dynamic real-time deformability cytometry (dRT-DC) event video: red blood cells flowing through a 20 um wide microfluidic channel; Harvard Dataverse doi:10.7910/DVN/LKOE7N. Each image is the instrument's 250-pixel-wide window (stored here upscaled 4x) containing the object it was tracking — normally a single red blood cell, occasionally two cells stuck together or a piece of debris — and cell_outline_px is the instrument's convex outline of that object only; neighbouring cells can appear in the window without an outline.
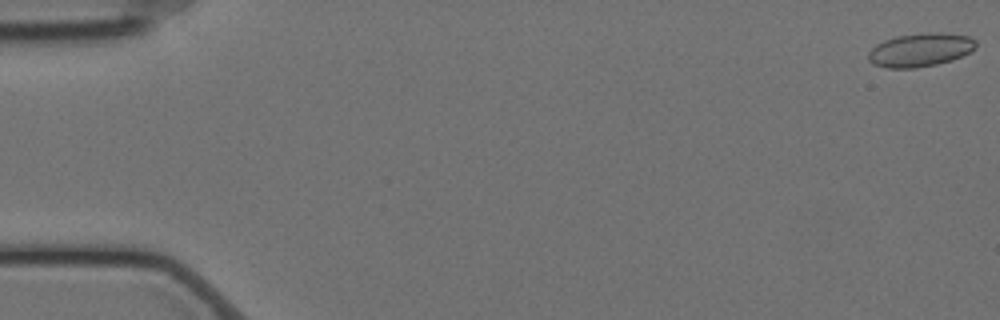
{"species": "Egyptian fruit bat (a non-hibernating species)", "species_latin": "Rousettus aegyptiacus", "temperature_condition": "cold", "stored_images_in_passage": 58, "camera_frame_rate_fps": 3000, "um_per_image_px": 0.085, "animal": {"sex": "female"}, "frame": {"image": 1, "passage_image": 1, "time_ms": 0.0, "image_size_px": [1000, 320], "cell_outline_px": [[976, 48], [952, 60], [936, 64], [916, 68], [888, 68], [872, 64], [868, 60], [868, 52], [876, 44], [884, 40], [896, 36], [928, 32], [940, 32], [968, 36], [976, 40]], "centroid_in_image_um": [78.2, 4.24], "position_along_channel_um": 6.8, "area_um2": 21.04}}
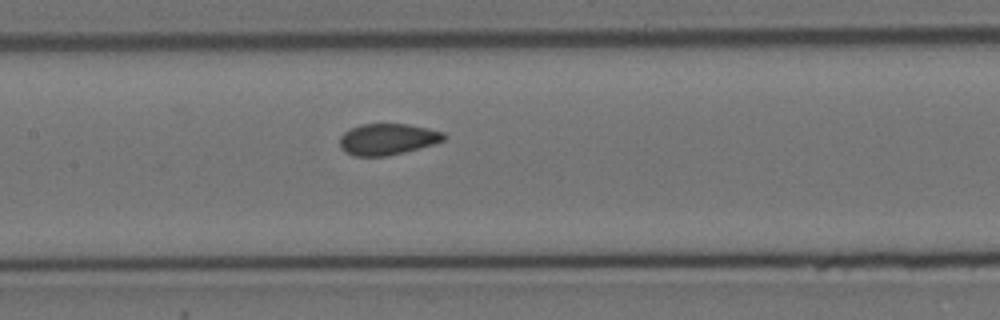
{"frame": {"image": 2, "passage_image": 28, "time_ms": 9.0, "image_size_px": [1000, 320], "cell_outline_px": [[444, 140], [432, 144], [404, 152], [384, 156], [356, 156], [344, 152], [340, 148], [340, 136], [344, 132], [360, 124], [408, 124], [428, 128], [444, 132]], "centroid_in_image_um": [32.9, 11.83], "position_along_channel_um": 174.5, "area_um2": 18.84}}
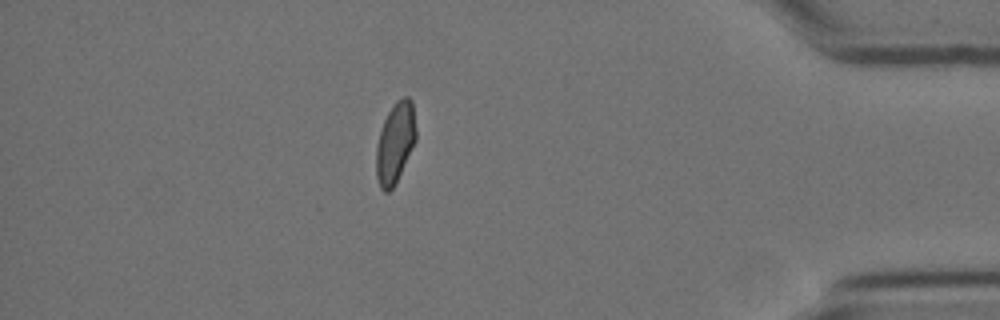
{"frame": {"image": 3, "passage_image": 51, "time_ms": 16.667, "image_size_px": [1000, 320], "cell_outline_px": [[416, 140], [392, 188], [388, 192], [384, 192], [380, 188], [376, 176], [376, 148], [380, 128], [388, 112], [396, 100], [404, 96], [408, 96], [412, 100], [416, 128]], "centroid_in_image_um": [33.58, 12.09], "position_along_channel_um": 401.6, "area_um2": 18.61}, "authors_computed_cell_mechanics": {"area_um2": 19.3919, "velocity_mm_per_s": 3.4975, "shape_relaxation_time_tau1_ms": null, "shape_relaxation_time_tau2_ms": 0.8883, "deformation_change_tau1": null, "deformation_change_tau2": 0.0498}}